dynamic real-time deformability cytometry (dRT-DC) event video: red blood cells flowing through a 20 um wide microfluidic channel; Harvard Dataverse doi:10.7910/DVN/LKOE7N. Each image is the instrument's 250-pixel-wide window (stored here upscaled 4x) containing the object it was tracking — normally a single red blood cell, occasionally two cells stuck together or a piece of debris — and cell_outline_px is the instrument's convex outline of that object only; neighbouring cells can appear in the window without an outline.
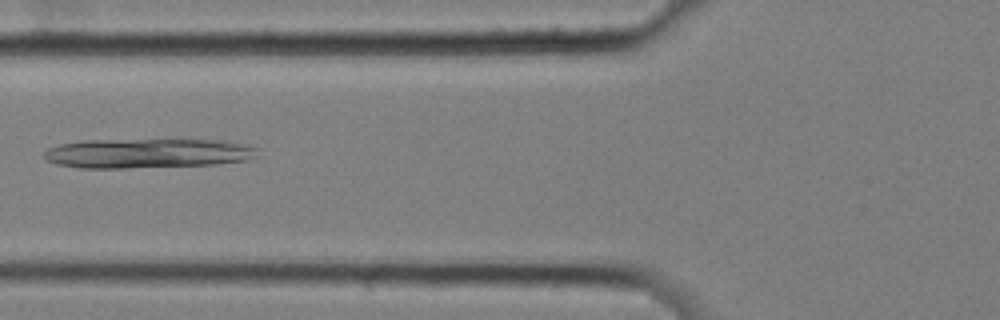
{"species": "common noctule bat (a hibernating species)", "species_latin": "Nyctalus noctula", "temperature_condition": "cold", "stored_images_in_passage": 8, "camera_frame_rate_fps": 3000, "um_per_image_px": 0.085, "animal": {"sex": "female", "body_mass_g": 25.1}, "frame": {"image": 1, "passage_image": 4, "time_ms": 1.0, "image_size_px": [1000, 320], "cell_outline_px": [[260, 156], [252, 160], [216, 164], [128, 168], [80, 168], [56, 164], [48, 160], [44, 156], [44, 152], [48, 148], [60, 144], [84, 140], [228, 140], [248, 144], [260, 148]], "centroid_in_image_um": [12.68, 13.03], "position_along_channel_um": 113.1, "area_um2": 37.34}}
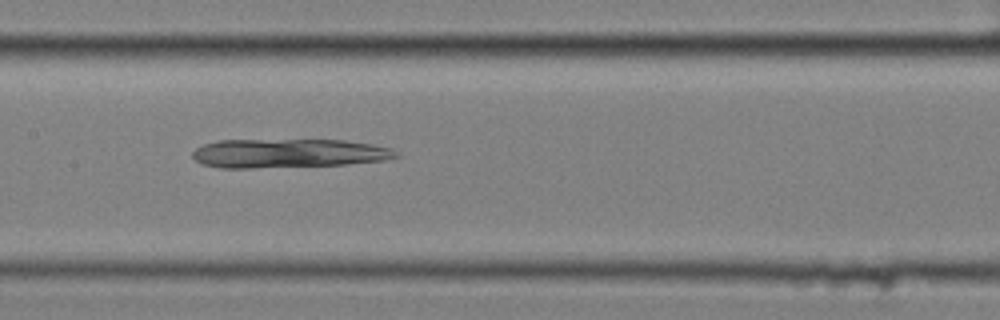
{"frame": {"image": 2, "passage_image": 6, "time_ms": 1.667, "image_size_px": [1000, 320], "cell_outline_px": [[400, 156], [384, 160], [344, 164], [252, 168], [220, 168], [200, 164], [192, 156], [192, 152], [196, 148], [204, 144], [220, 140], [344, 140], [372, 144], [392, 148], [400, 152]], "centroid_in_image_um": [24.51, 13.03], "position_along_channel_um": 182.9, "area_um2": 34.39}}
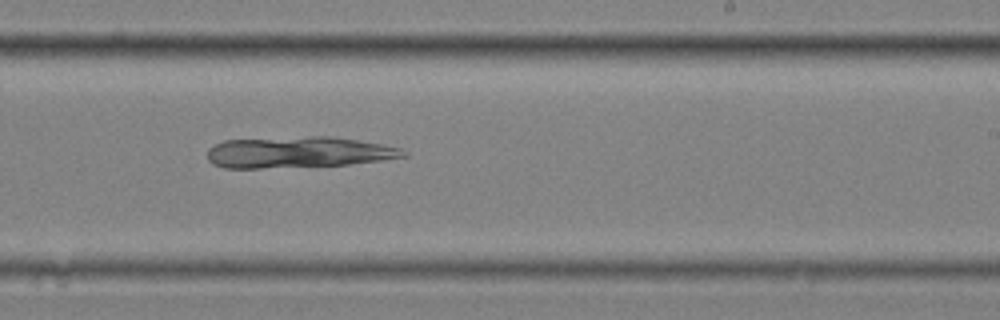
{"frame": {"image": 3, "passage_image": 8, "time_ms": 2.333, "image_size_px": [1000, 320], "cell_outline_px": [[408, 156], [380, 160], [348, 164], [260, 168], [224, 168], [212, 164], [208, 160], [208, 148], [224, 140], [312, 136], [332, 136], [380, 144], [400, 148], [408, 152]], "centroid_in_image_um": [25.33, 12.94], "position_along_channel_um": 263.7, "area_um2": 35.37}}